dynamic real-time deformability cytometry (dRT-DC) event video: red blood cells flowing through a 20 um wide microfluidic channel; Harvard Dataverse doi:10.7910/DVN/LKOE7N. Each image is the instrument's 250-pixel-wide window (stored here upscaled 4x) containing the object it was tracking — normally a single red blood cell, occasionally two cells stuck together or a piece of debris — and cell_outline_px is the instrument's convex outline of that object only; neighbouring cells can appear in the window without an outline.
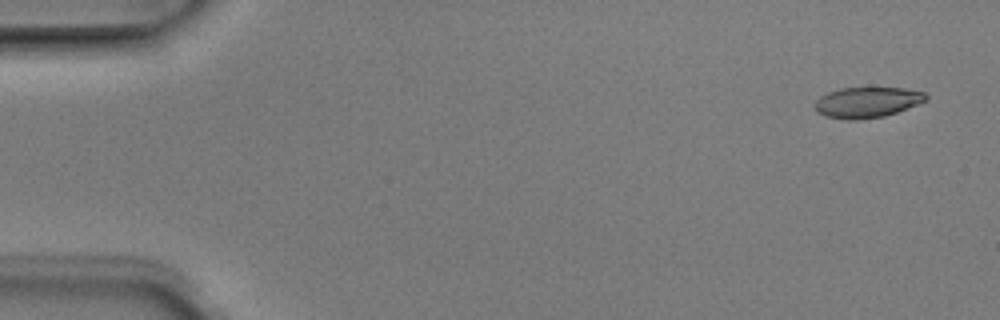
{"species": "Egyptian fruit bat (a non-hibernating species)", "species_latin": "Rousettus aegyptiacus", "temperature_condition": "room temperature", "stored_images_in_passage": 5, "camera_frame_rate_fps": 3000, "um_per_image_px": 0.085, "animal": {"sex": "male"}, "frame": {"image": 1, "passage_image": 1, "time_ms": 0.0, "image_size_px": [1000, 320], "cell_outline_px": [[928, 100], [896, 112], [884, 116], [856, 120], [848, 120], [824, 116], [816, 112], [816, 100], [820, 96], [828, 92], [840, 88], [904, 88], [924, 92], [928, 96]], "centroid_in_image_um": [73.7, 8.7], "position_along_channel_um": 11.3, "area_um2": 19.77}}
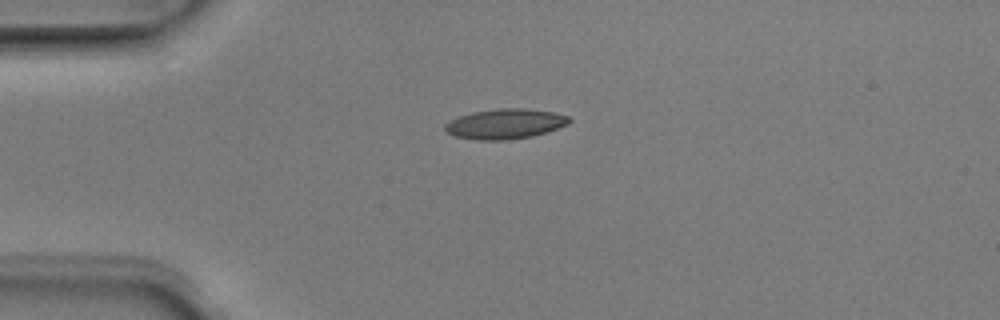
{"frame": {"image": 2, "passage_image": 4, "time_ms": 1.0, "image_size_px": [1000, 320], "cell_outline_px": [[572, 120], [568, 124], [548, 132], [532, 136], [508, 140], [476, 140], [456, 136], [448, 132], [444, 128], [444, 124], [448, 120], [472, 112], [500, 108], [524, 108], [552, 112], [568, 116]], "centroid_in_image_um": [42.94, 10.53], "position_along_channel_um": 42.1, "area_um2": 21.79}}